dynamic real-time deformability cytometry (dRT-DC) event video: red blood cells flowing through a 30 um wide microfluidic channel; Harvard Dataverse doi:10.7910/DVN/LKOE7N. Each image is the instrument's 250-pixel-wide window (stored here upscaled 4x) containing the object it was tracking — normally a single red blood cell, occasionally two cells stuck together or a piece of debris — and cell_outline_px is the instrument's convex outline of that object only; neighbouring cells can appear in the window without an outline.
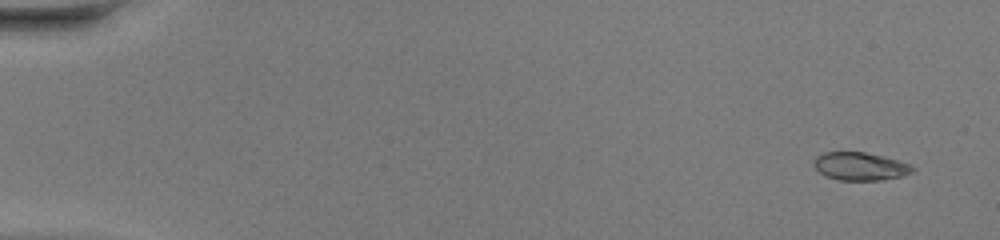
{"species": "common noctule bat (a hibernating species)", "species_latin": "Nyctalus noctula", "temperature_condition": "warm", "stored_images_in_passage": 49, "camera_frame_rate_fps": 3000, "um_per_image_px": 0.085, "animal": {"sex": "female", "body_mass_g": 20.0, "forearm_length_mm": 54.0}, "frame": {"image": 1, "passage_image": 3, "time_ms": 0.667, "image_size_px": [1000, 240], "cell_outline_px": [[916, 168], [912, 172], [900, 176], [880, 180], [840, 180], [828, 176], [820, 172], [812, 164], [816, 156], [824, 152], [864, 152], [884, 156], [908, 164]], "centroid_in_image_um": [73.09, 14.13], "position_along_channel_um": 11.9, "area_um2": 15.9}}
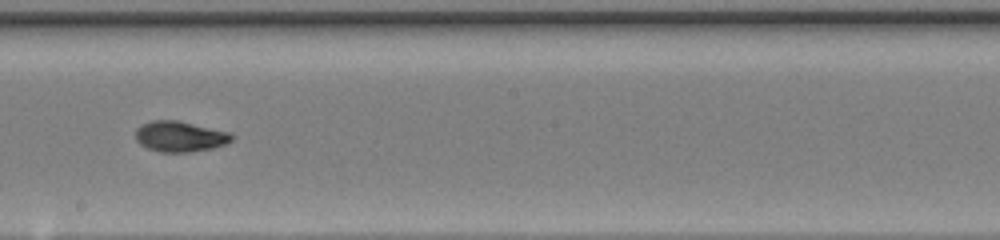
{"frame": {"image": 2, "passage_image": 29, "time_ms": 9.333, "image_size_px": [1000, 240], "cell_outline_px": [[236, 136], [232, 140], [224, 144], [212, 148], [188, 152], [160, 152], [148, 148], [140, 144], [136, 140], [136, 128], [140, 124], [152, 120], [176, 120], [232, 132]], "centroid_in_image_um": [15.3, 11.59], "position_along_channel_um": 232.9, "area_um2": 17.28}}
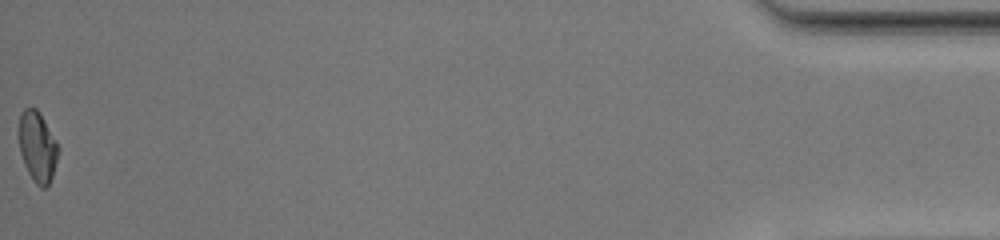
{"frame": {"image": 3, "passage_image": 49, "time_ms": 16.0, "image_size_px": [1000, 240], "cell_outline_px": [[60, 152], [52, 176], [48, 184], [44, 188], [40, 188], [32, 180], [24, 164], [20, 152], [20, 112], [24, 108], [36, 108], [56, 140], [60, 148]], "centroid_in_image_um": [3.21, 12.5], "position_along_channel_um": 432.0, "area_um2": 16.01}, "authors_computed_cell_mechanics": {"area_um2": 16.4152, "velocity_mm_per_s": 4.3573, "shape_relaxation_time_tau1_ms": 5.1975, "shape_relaxation_time_tau2_ms": 1.4292, "deformation_change_tau1": 0.2345, "deformation_change_tau2": 0.0556}}